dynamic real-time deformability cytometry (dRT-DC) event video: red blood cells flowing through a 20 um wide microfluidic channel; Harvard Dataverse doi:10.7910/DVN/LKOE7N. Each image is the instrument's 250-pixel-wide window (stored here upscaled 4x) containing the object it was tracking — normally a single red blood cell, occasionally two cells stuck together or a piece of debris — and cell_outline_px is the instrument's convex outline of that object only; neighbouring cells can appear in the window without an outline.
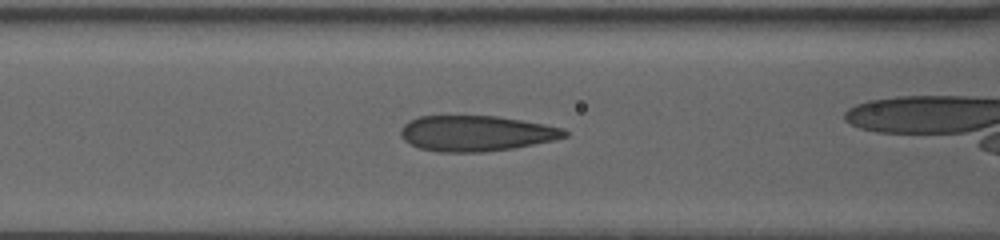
{"species": "human", "species_latin": "Homo sapiens", "temperature_condition": "warm", "stored_images_in_passage": 24, "camera_frame_rate_fps": 3000, "um_per_image_px": 0.085, "donor": {"sex": "female"}, "frame": {"image": 1, "passage_image": 4, "time_ms": 1.667, "image_size_px": [1000, 240], "cell_outline_px": [[568, 136], [552, 140], [512, 148], [484, 152], [440, 152], [420, 148], [404, 140], [400, 136], [400, 128], [408, 120], [420, 116], [496, 116], [544, 124], [564, 128], [568, 132]], "centroid_in_image_um": [40.44, 11.33], "position_along_channel_um": 126.2, "area_um2": 33.87}}
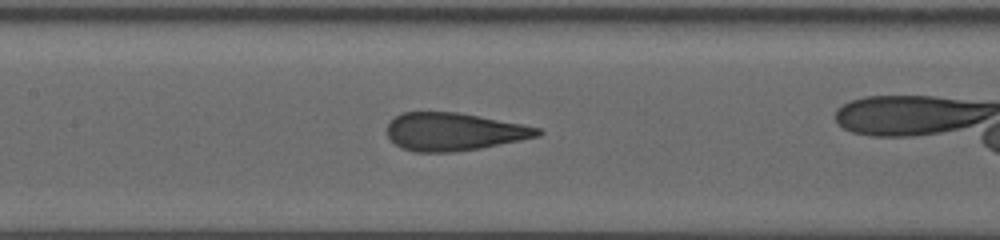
{"frame": {"image": 2, "passage_image": 7, "time_ms": 3.0, "image_size_px": [1000, 240], "cell_outline_px": [[544, 132], [540, 136], [480, 148], [452, 152], [416, 152], [404, 148], [396, 144], [388, 136], [388, 124], [400, 112], [456, 112], [480, 116], [540, 128]], "centroid_in_image_um": [38.59, 11.19], "position_along_channel_um": 168.8, "area_um2": 32.89}}